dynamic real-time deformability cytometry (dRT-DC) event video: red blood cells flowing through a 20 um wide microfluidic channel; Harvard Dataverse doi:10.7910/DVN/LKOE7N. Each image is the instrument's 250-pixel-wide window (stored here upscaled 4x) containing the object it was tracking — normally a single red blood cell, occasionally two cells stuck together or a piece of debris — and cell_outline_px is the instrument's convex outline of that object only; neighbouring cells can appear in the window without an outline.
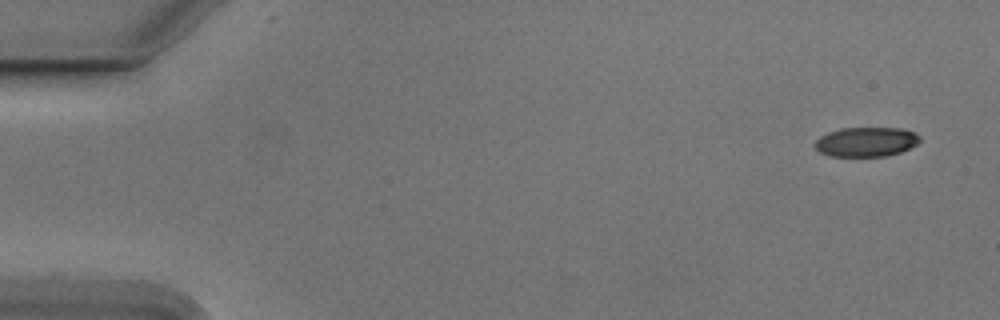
{"species": "Egyptian fruit bat (a non-hibernating species)", "species_latin": "Rousettus aegyptiacus", "temperature_condition": "cold", "stored_images_in_passage": 52, "camera_frame_rate_fps": 3000, "um_per_image_px": 0.085, "animal": {"sex": "male"}, "frame": {"image": 1, "passage_image": 1, "time_ms": 0.0, "image_size_px": [1000, 320], "cell_outline_px": [[920, 140], [916, 144], [900, 152], [888, 156], [828, 156], [820, 152], [816, 148], [816, 140], [820, 136], [828, 132], [840, 128], [904, 128], [916, 132], [920, 136]], "centroid_in_image_um": [73.64, 12.05], "position_along_channel_um": 11.4, "area_um2": 18.09}}
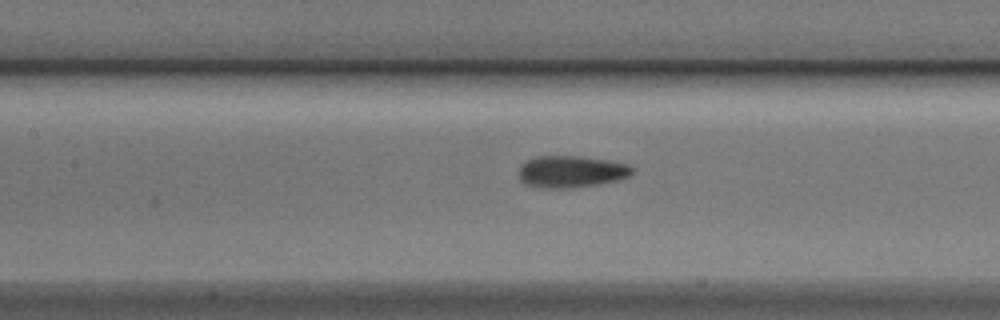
{"frame": {"image": 2, "passage_image": 23, "time_ms": 7.333, "image_size_px": [1000, 320], "cell_outline_px": [[632, 172], [628, 176], [616, 180], [600, 184], [572, 188], [540, 188], [524, 184], [520, 180], [520, 164], [536, 156], [580, 156], [608, 160], [628, 164], [632, 168]], "centroid_in_image_um": [48.52, 14.59], "position_along_channel_um": 158.9, "area_um2": 21.1}}
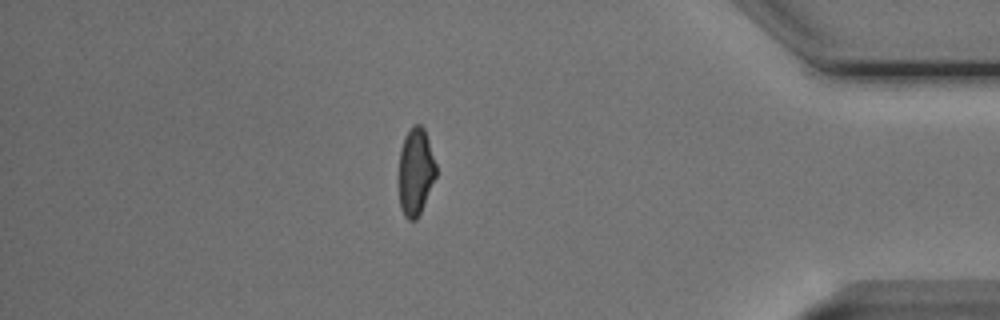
{"frame": {"image": 3, "passage_image": 45, "time_ms": 14.667, "image_size_px": [1000, 320], "cell_outline_px": [[436, 176], [420, 212], [416, 220], [408, 220], [404, 216], [400, 208], [400, 148], [404, 136], [412, 124], [420, 124], [424, 128], [436, 164]], "centroid_in_image_um": [35.33, 14.56], "position_along_channel_um": 399.9, "area_um2": 18.73}, "authors_computed_cell_mechanics": {"area_um2": 19.8543, "velocity_mm_per_s": 3.7989, "shape_relaxation_time_tau1_ms": 7.2475, "shape_relaxation_time_tau2_ms": 1.2735, "deformation_change_tau1": 0.1561, "deformation_change_tau2": 0.075}}